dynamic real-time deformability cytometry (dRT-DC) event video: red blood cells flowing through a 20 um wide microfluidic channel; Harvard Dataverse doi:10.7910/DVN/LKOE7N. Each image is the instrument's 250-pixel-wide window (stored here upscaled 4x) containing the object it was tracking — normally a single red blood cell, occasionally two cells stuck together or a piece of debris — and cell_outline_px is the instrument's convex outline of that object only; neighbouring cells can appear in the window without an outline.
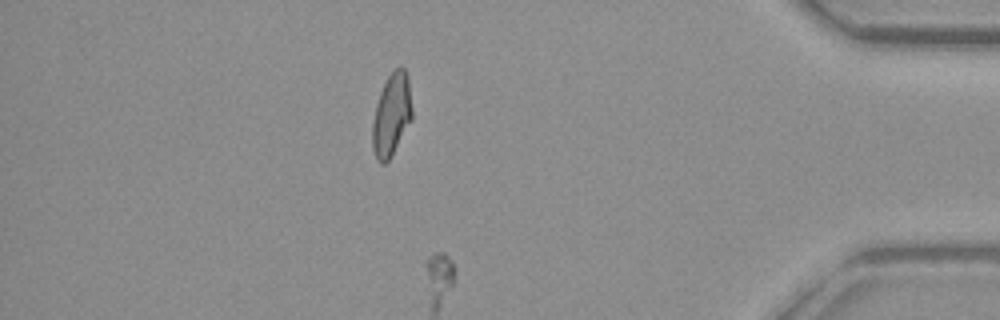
{"species": "common noctule bat (a hibernating species)", "species_latin": "Nyctalus noctula", "temperature_condition": "warm", "stored_images_in_passage": 41, "camera_frame_rate_fps": 3000, "um_per_image_px": 0.085, "animal": {"sex": "female", "body_mass_g": 29.2, "forearm_length_mm": 56.3}, "frame": {"image": 1, "passage_image": 37, "time_ms": 12.0, "image_size_px": [1000, 320], "cell_outline_px": [[412, 120], [388, 160], [384, 164], [380, 164], [376, 160], [372, 148], [372, 124], [376, 104], [380, 92], [388, 76], [400, 64], [404, 68], [408, 76], [412, 108]], "centroid_in_image_um": [33.28, 9.75], "position_along_channel_um": 401.9, "area_um2": 19.13}}